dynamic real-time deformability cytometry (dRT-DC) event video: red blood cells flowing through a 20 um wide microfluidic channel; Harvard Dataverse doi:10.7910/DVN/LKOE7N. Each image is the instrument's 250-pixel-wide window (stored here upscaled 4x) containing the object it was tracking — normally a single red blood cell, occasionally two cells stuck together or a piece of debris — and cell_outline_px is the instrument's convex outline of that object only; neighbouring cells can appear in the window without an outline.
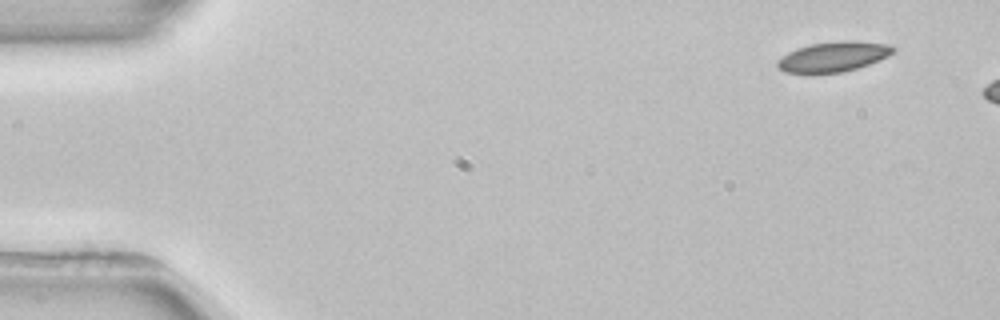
{"species": "common noctule bat (a hibernating species)", "species_latin": "Nyctalus noctula", "temperature_condition": "room temperature", "stored_images_in_passage": 5, "segment_of_instrument_passage": [2, 2], "camera_frame_rate_fps": 3000, "um_per_image_px": 0.085, "animal": {"sex": "female", "body_mass_g": 22.7, "forearm_length_mm": 54.2}, "frame": {"image": 1, "passage_image": 5, "time_ms": 6.0, "image_size_px": [1000, 320], "cell_outline_px": [[896, 48], [888, 56], [868, 64], [856, 68], [840, 72], [784, 72], [776, 64], [776, 60], [788, 52], [796, 48], [812, 44], [844, 40], [892, 44]], "centroid_in_image_um": [70.84, 4.8], "position_along_channel_um": 14.2, "area_um2": 19.88}}